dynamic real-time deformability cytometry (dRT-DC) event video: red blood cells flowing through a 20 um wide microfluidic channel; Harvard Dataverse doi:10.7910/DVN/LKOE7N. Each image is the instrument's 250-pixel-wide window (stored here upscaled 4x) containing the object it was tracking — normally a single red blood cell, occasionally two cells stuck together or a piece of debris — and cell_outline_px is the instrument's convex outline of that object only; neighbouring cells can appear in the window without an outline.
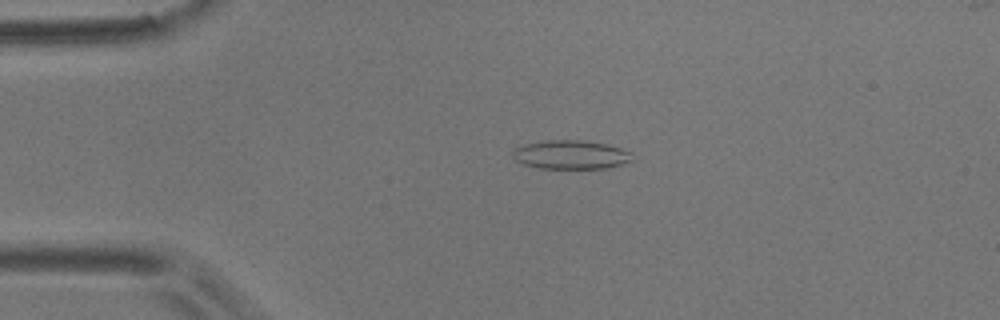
{"species": "common noctule bat (a hibernating species)", "species_latin": "Nyctalus noctula", "temperature_condition": "room temperature", "stored_images_in_passage": 4, "camera_frame_rate_fps": 3000, "um_per_image_px": 0.085, "animal": {"sex": "male", "body_mass_g": 17.9}, "frame": {"image": 1, "passage_image": 3, "time_ms": 0.667, "image_size_px": [1000, 320], "cell_outline_px": [[632, 160], [620, 164], [604, 168], [536, 168], [524, 164], [516, 160], [512, 156], [512, 148], [524, 144], [544, 140], [584, 140], [604, 144], [620, 148], [628, 152]], "centroid_in_image_um": [48.41, 13.14], "position_along_channel_um": 36.6, "area_um2": 19.88}}